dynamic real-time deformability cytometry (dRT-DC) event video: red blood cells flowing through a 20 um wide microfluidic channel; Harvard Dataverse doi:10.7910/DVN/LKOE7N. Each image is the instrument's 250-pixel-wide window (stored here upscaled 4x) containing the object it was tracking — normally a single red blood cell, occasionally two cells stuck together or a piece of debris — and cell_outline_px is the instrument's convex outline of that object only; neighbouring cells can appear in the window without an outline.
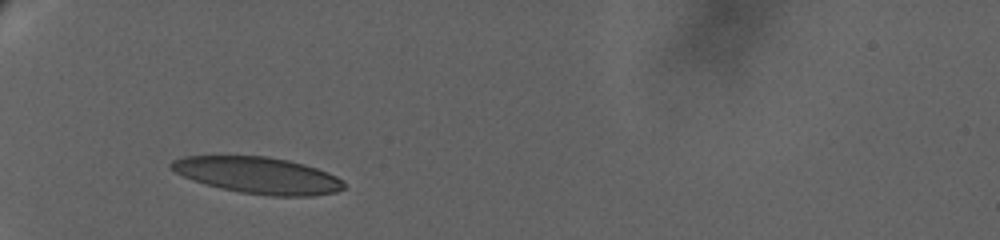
{"species": "human", "species_latin": "Homo sapiens", "temperature_condition": "warm", "stored_images_in_passage": 9, "camera_frame_rate_fps": 3000, "um_per_image_px": 0.085, "donor": {"sex": "female"}, "frame": {"image": 1, "passage_image": 1, "time_ms": 0.0, "image_size_px": [1000, 240], "cell_outline_px": [[344, 188], [336, 192], [312, 196], [272, 196], [240, 192], [220, 188], [192, 180], [168, 168], [168, 164], [172, 160], [184, 156], [268, 156], [288, 160], [304, 164], [328, 172], [344, 180]], "centroid_in_image_um": [21.92, 14.9], "position_along_channel_um": 63.1, "area_um2": 36.88}}
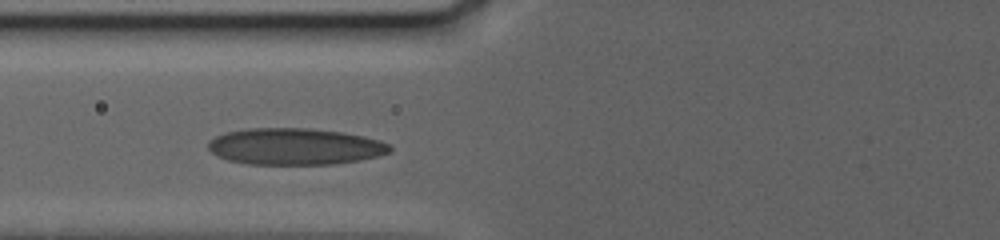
{"frame": {"image": 2, "passage_image": 8, "time_ms": 2.0, "image_size_px": [1000, 240], "cell_outline_px": [[392, 152], [360, 160], [332, 164], [248, 164], [228, 160], [216, 156], [208, 148], [208, 140], [224, 132], [248, 128], [308, 128], [344, 132], [364, 136], [380, 140], [388, 144], [392, 148]], "centroid_in_image_um": [25.05, 12.44], "position_along_channel_um": 100.7, "area_um2": 38.96}}